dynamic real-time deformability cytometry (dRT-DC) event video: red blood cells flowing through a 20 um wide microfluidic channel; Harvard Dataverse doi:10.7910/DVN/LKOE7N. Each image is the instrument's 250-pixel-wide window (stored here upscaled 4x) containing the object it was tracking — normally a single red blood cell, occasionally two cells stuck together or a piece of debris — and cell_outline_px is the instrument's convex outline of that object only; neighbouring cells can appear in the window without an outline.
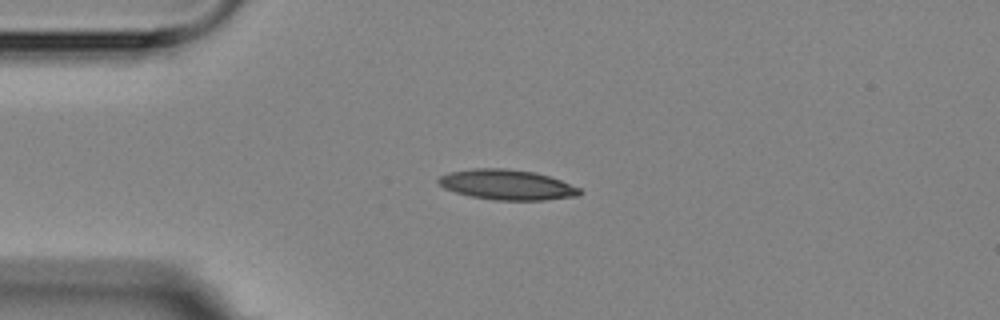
{"species": "Egyptian fruit bat (a non-hibernating species)", "species_latin": "Rousettus aegyptiacus", "temperature_condition": "room temperature", "stored_images_in_passage": 3, "camera_frame_rate_fps": 3000, "um_per_image_px": 0.085, "animal": {"sex": "female"}, "frame": {"image": 1, "passage_image": 2, "time_ms": 2.0, "image_size_px": [1000, 320], "cell_outline_px": [[580, 196], [544, 200], [496, 200], [472, 196], [456, 192], [444, 188], [436, 180], [440, 176], [448, 172], [472, 168], [504, 168], [536, 172], [560, 180], [580, 188]], "centroid_in_image_um": [43.09, 15.69], "position_along_channel_um": 41.9, "area_um2": 24.8}}